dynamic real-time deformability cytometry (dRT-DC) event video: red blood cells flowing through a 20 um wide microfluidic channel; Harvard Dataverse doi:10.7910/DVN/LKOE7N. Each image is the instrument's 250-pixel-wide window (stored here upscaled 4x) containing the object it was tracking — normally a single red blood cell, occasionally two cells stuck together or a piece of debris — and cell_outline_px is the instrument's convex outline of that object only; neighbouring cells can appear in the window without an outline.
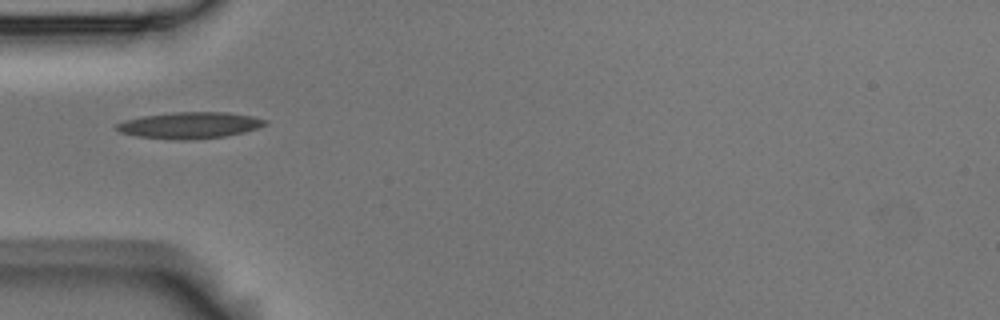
{"species": "Egyptian fruit bat (a non-hibernating species)", "species_latin": "Rousettus aegyptiacus", "temperature_condition": "room temperature", "stored_images_in_passage": 2, "camera_frame_rate_fps": 3000, "um_per_image_px": 0.085, "animal": {"sex": "male"}, "frame": {"image": 1, "passage_image": 1, "time_ms": 0.0, "image_size_px": [1000, 320], "cell_outline_px": [[268, 124], [244, 132], [224, 136], [192, 140], [176, 140], [136, 136], [120, 132], [112, 128], [116, 124], [124, 120], [140, 116], [172, 112], [228, 112], [252, 116], [268, 120]], "centroid_in_image_um": [16.09, 10.64], "position_along_channel_um": 68.9, "area_um2": 23.12}}
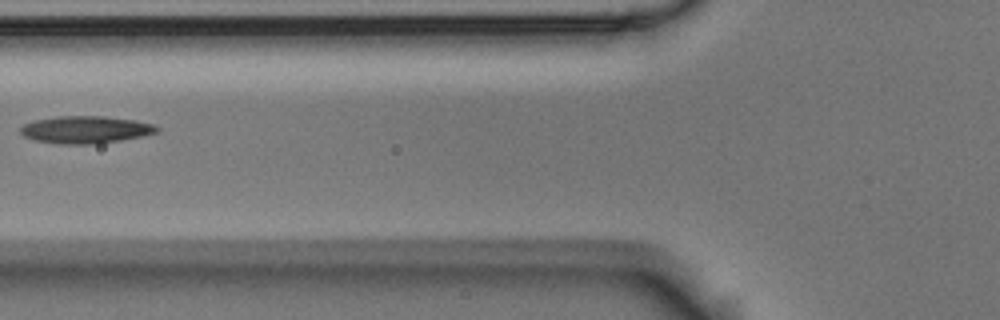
{"frame": {"image": 2, "passage_image": 2, "time_ms": 0.333, "image_size_px": [1000, 320], "cell_outline_px": [[160, 132], [120, 140], [92, 144], [56, 144], [36, 140], [24, 136], [20, 132], [20, 128], [24, 124], [36, 120], [56, 116], [104, 116], [136, 120], [152, 124], [160, 128]], "centroid_in_image_um": [7.28, 11.02], "position_along_channel_um": 118.5, "area_um2": 21.68}}